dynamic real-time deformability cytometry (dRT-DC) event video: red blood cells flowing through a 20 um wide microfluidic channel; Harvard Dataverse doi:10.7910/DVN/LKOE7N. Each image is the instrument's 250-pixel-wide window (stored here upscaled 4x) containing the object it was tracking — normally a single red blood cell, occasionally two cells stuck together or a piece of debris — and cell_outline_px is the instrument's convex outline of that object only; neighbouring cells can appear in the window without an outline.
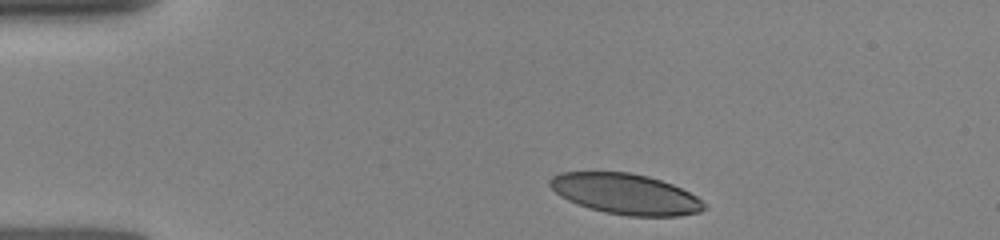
{"species": "human", "species_latin": "Homo sapiens", "temperature_condition": "room temperature", "stored_images_in_passage": 2, "camera_frame_rate_fps": 3000, "um_per_image_px": 0.085, "donor": {"sex": "female"}, "frame": {"image": 1, "passage_image": 1, "time_ms": 0.0, "image_size_px": [1000, 240], "cell_outline_px": [[704, 208], [700, 212], [680, 216], [628, 216], [604, 212], [588, 208], [568, 200], [560, 196], [548, 184], [548, 180], [552, 176], [560, 172], [628, 172], [648, 176], [672, 184], [696, 196], [704, 204]], "centroid_in_image_um": [53.14, 16.49], "position_along_channel_um": 31.9, "area_um2": 36.36}}